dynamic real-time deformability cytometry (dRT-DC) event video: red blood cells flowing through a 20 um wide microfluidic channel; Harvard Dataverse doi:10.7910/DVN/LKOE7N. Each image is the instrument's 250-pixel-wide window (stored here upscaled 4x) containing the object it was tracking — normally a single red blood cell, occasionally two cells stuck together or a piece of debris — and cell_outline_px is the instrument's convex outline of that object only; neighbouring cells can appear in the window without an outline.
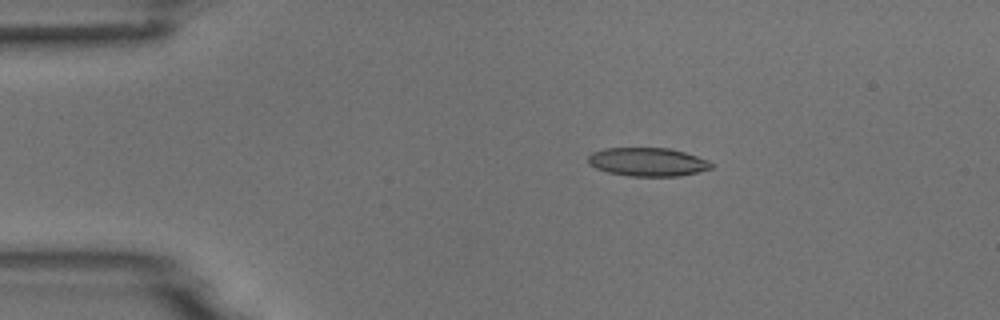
{"species": "common noctule bat (a hibernating species)", "species_latin": "Nyctalus noctula", "temperature_condition": "room temperature", "stored_images_in_passage": 4, "camera_frame_rate_fps": 3000, "um_per_image_px": 0.085, "animal": {"sex": "male", "body_mass_g": 18.8}, "frame": {"image": 1, "passage_image": 2, "time_ms": 1.0, "image_size_px": [1000, 320], "cell_outline_px": [[712, 168], [680, 176], [632, 176], [608, 172], [596, 168], [588, 164], [588, 156], [592, 152], [604, 148], [668, 148], [684, 152], [708, 160], [712, 164]], "centroid_in_image_um": [55.02, 13.76], "position_along_channel_um": 30.0, "area_um2": 20.35}}